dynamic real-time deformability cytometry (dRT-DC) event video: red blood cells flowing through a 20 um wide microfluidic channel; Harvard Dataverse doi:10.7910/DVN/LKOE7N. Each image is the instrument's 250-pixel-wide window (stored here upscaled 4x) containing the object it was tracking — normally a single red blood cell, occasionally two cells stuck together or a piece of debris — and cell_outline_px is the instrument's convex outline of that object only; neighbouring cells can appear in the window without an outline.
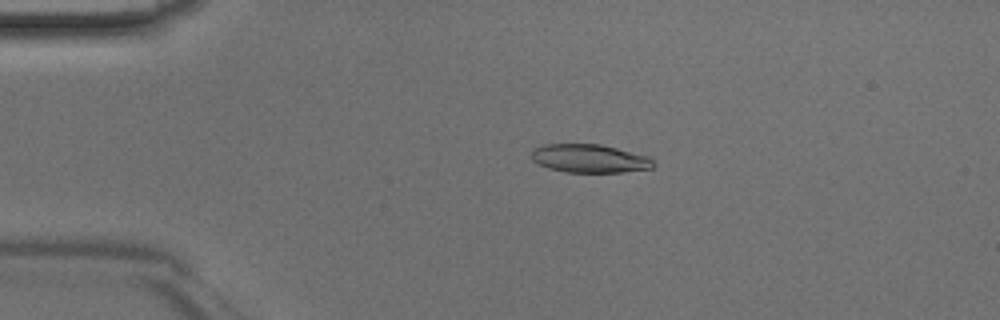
{"species": "Egyptian fruit bat (a non-hibernating species)", "species_latin": "Rousettus aegyptiacus", "temperature_condition": "room temperature", "stored_images_in_passage": 45, "camera_frame_rate_fps": 3000, "um_per_image_px": 0.085, "animal": {"sex": "male"}, "frame": {"image": 1, "passage_image": 9, "time_ms": 2.667, "image_size_px": [1000, 320], "cell_outline_px": [[656, 164], [652, 168], [624, 172], [564, 172], [548, 168], [532, 160], [532, 148], [544, 144], [600, 144], [648, 156]], "centroid_in_image_um": [50.1, 13.47], "position_along_channel_um": 34.9, "area_um2": 20.17}}
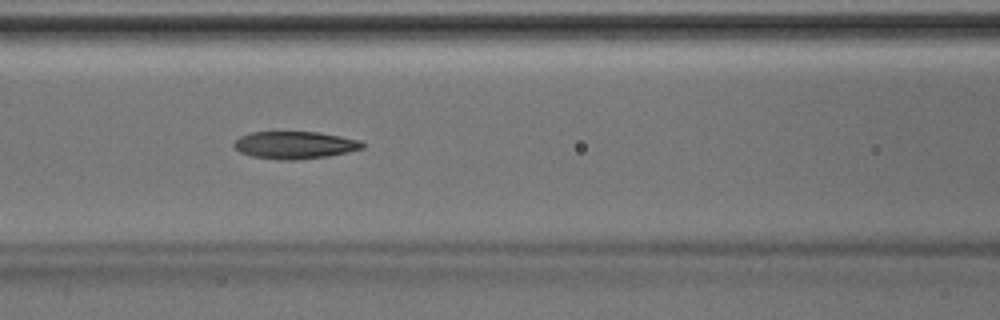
{"frame": {"image": 2, "passage_image": 19, "time_ms": 6.0, "image_size_px": [1000, 320], "cell_outline_px": [[364, 148], [348, 152], [328, 156], [296, 160], [280, 160], [252, 156], [240, 152], [232, 144], [240, 136], [252, 132], [316, 132], [340, 136], [360, 140], [364, 144]], "centroid_in_image_um": [25.06, 12.33], "position_along_channel_um": 141.5, "area_um2": 20.46}}
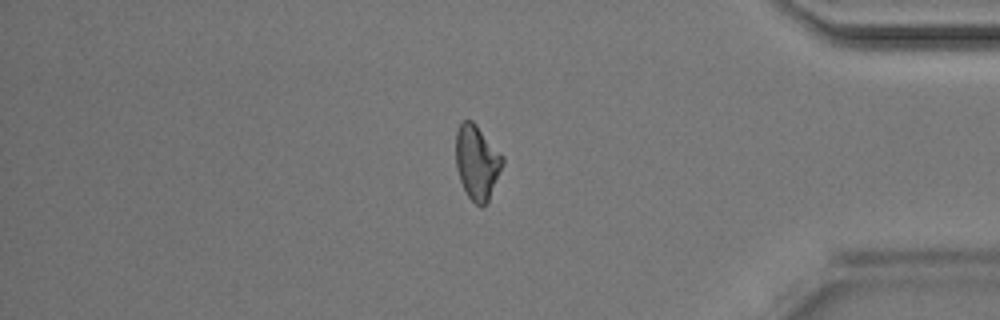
{"frame": {"image": 3, "passage_image": 38, "time_ms": 12.333, "image_size_px": [1000, 320], "cell_outline_px": [[504, 164], [488, 200], [480, 208], [468, 196], [460, 180], [456, 168], [456, 132], [460, 124], [464, 120], [472, 120], [476, 124], [504, 156]], "centroid_in_image_um": [40.55, 13.77], "position_along_channel_um": 394.6, "area_um2": 20.23}}